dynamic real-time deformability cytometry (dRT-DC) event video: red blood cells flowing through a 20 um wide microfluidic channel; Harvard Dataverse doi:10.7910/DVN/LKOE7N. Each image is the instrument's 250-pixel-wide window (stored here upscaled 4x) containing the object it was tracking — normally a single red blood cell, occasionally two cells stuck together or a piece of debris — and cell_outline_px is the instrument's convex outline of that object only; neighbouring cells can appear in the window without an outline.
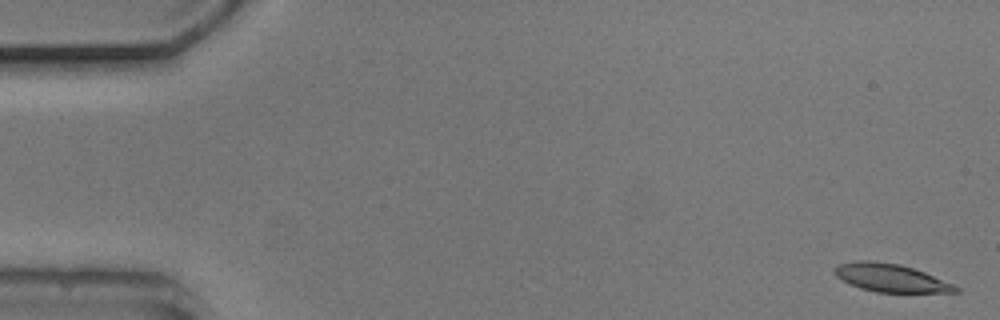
{"species": "common noctule bat (a hibernating species)", "species_latin": "Nyctalus noctula", "temperature_condition": "cold", "stored_images_in_passage": 17, "camera_frame_rate_fps": 3000, "um_per_image_px": 0.085, "animal": {"sex": "male", "body_mass_g": 20.5, "forearm_length_mm": 52.5}, "frame": {"image": 1, "passage_image": 2, "time_ms": 0.333, "image_size_px": [1000, 320], "cell_outline_px": [[960, 292], [876, 292], [860, 288], [836, 276], [832, 272], [840, 264], [860, 260], [868, 260], [900, 264], [924, 272], [952, 284], [960, 288]], "centroid_in_image_um": [75.71, 23.62], "position_along_channel_um": 9.3, "area_um2": 19.36}}
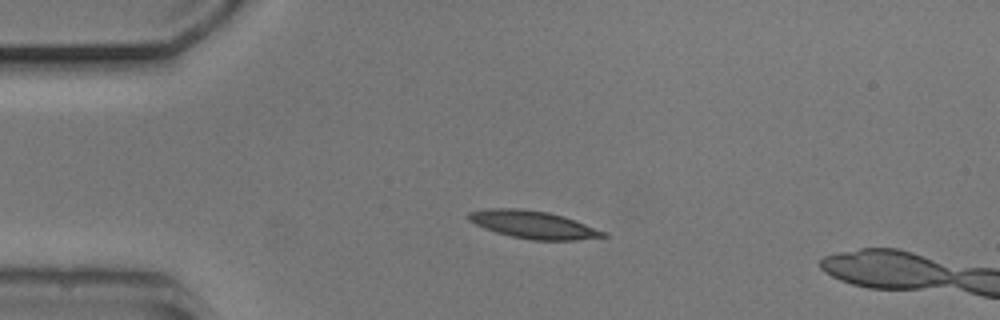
{"frame": {"image": 2, "passage_image": 13, "time_ms": 4.0, "image_size_px": [1000, 320], "cell_outline_px": [[608, 236], [576, 240], [532, 240], [512, 236], [496, 232], [484, 228], [468, 220], [468, 212], [488, 208], [520, 208], [548, 212], [564, 216], [608, 232]], "centroid_in_image_um": [45.35, 19.09], "position_along_channel_um": 39.7, "area_um2": 21.73}}